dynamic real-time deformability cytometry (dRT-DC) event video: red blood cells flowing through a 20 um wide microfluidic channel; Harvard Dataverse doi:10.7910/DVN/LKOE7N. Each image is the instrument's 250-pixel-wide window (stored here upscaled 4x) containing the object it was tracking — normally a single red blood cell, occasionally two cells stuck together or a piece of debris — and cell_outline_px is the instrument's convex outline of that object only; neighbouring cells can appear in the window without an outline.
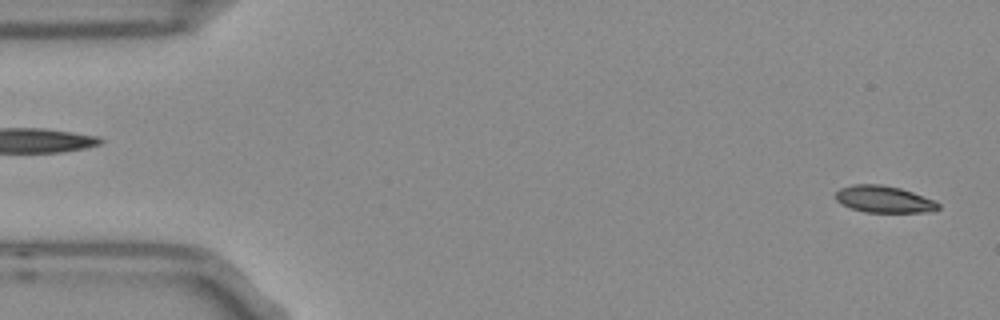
{"species": "Egyptian fruit bat (a non-hibernating species)", "species_latin": "Rousettus aegyptiacus", "temperature_condition": "room temperature", "stored_images_in_passage": 14, "camera_frame_rate_fps": 3000, "um_per_image_px": 0.085, "frame": {"image": 1, "passage_image": 1, "time_ms": 0.0, "image_size_px": [1000, 320], "cell_outline_px": [[940, 208], [932, 212], [864, 212], [840, 204], [836, 200], [836, 192], [840, 188], [852, 184], [880, 184], [900, 188], [936, 200], [940, 204]], "centroid_in_image_um": [75.15, 16.94], "position_along_channel_um": 9.8, "area_um2": 16.18}}